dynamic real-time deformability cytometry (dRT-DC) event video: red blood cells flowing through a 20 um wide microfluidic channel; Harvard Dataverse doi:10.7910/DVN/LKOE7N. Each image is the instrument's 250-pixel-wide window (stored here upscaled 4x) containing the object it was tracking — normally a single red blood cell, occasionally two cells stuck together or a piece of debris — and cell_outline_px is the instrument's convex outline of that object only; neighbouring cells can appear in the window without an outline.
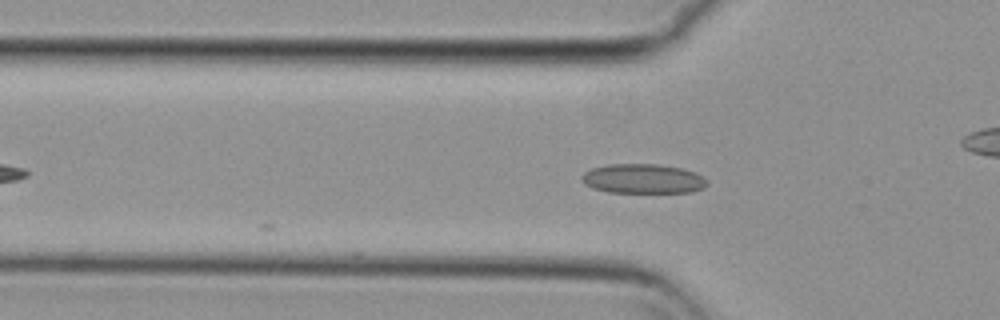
{"species": "common noctule bat (a hibernating species)", "species_latin": "Nyctalus noctula", "temperature_condition": "cold", "stored_images_in_passage": 6, "camera_frame_rate_fps": 3000, "um_per_image_px": 0.085, "animal": {"sex": "female", "body_mass_g": 29.2, "forearm_length_mm": 56.3}, "frame": {"image": 1, "passage_image": 3, "time_ms": 0.667, "image_size_px": [1000, 320], "cell_outline_px": [[708, 184], [704, 188], [692, 192], [608, 192], [592, 188], [584, 184], [580, 180], [580, 176], [584, 172], [592, 168], [608, 164], [656, 164], [680, 168], [696, 172], [708, 180]], "centroid_in_image_um": [54.64, 15.19], "position_along_channel_um": 71.2, "area_um2": 21.73}}